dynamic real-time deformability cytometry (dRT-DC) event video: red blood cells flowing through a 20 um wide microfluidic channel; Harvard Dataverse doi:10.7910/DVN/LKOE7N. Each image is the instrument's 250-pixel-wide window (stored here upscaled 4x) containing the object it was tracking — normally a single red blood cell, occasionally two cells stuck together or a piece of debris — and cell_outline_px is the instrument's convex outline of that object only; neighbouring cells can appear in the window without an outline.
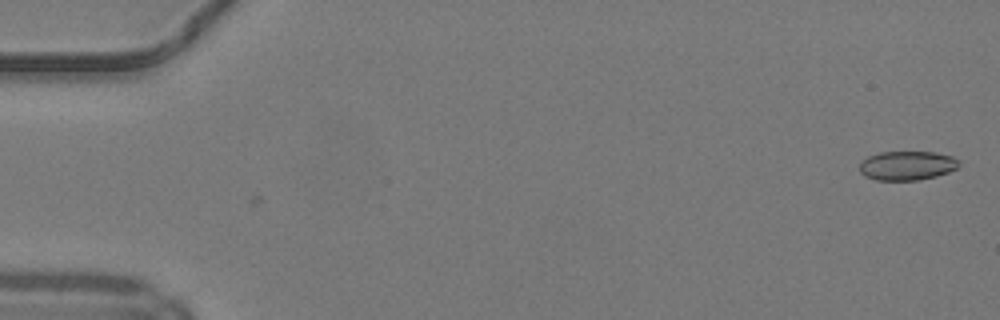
{"species": "common noctule bat (a hibernating species)", "species_latin": "Nyctalus noctula", "temperature_condition": "warm", "stored_images_in_passage": 5, "camera_frame_rate_fps": 3000, "um_per_image_px": 0.085, "animal": {"sex": "male", "body_mass_g": 19.2, "forearm_length_mm": 51.8}, "frame": {"image": 1, "passage_image": 5, "time_ms": 1.333, "image_size_px": [1000, 320], "cell_outline_px": [[960, 164], [956, 168], [948, 172], [936, 176], [920, 180], [876, 180], [864, 176], [860, 172], [860, 164], [868, 156], [880, 152], [936, 152], [952, 156], [960, 160]], "centroid_in_image_um": [77.12, 14.07], "position_along_channel_um": 7.9, "area_um2": 16.94}}